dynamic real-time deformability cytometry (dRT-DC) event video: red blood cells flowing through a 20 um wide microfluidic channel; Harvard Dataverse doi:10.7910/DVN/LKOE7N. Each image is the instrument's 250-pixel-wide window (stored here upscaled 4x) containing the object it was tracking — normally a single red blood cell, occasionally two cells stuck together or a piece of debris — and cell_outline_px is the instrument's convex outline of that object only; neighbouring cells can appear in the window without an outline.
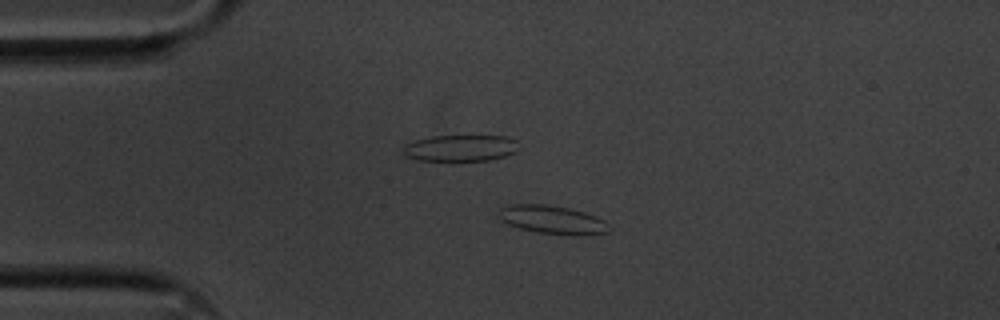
{"species": "common noctule bat (a hibernating species)", "species_latin": "Nyctalus noctula", "temperature_condition": "cold", "stored_images_in_passage": 55, "camera_frame_rate_fps": 3000, "um_per_image_px": 0.085, "animal": {"sex": "male", "body_mass_g": 20.1, "forearm_length_mm": 53.5}, "frame": {"image": 1, "passage_image": 12, "time_ms": 3.667, "image_size_px": [1000, 320], "cell_outline_px": [[612, 228], [608, 232], [580, 236], [572, 236], [536, 232], [520, 228], [508, 224], [500, 220], [500, 208], [508, 204], [544, 204], [568, 208], [584, 212], [596, 216], [604, 220]], "centroid_in_image_um": [46.99, 18.69], "position_along_channel_um": 38.0, "area_um2": 18.44}}
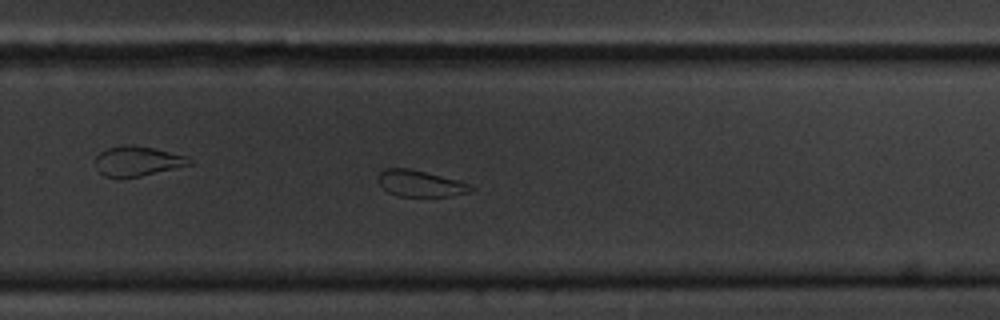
{"frame": {"image": 2, "passage_image": 36, "time_ms": 11.667, "image_size_px": [1000, 320], "cell_outline_px": [[476, 188], [472, 192], [448, 196], [400, 196], [388, 192], [380, 184], [380, 172], [384, 168], [412, 168], [472, 184]], "centroid_in_image_um": [35.79, 15.59], "position_along_channel_um": 294.0, "area_um2": 14.22}}
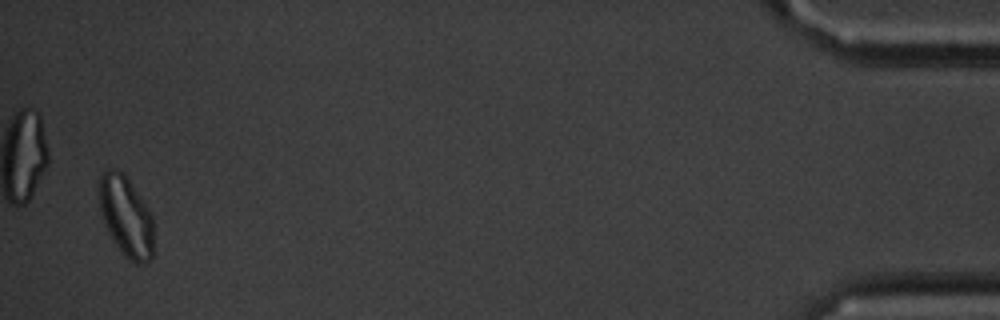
{"frame": {"image": 3, "passage_image": 54, "time_ms": 17.667, "image_size_px": [1000, 320], "cell_outline_px": [[152, 256], [144, 264], [136, 264], [128, 260], [120, 252], [104, 224], [100, 208], [100, 176], [108, 168], [116, 168], [124, 172], [148, 208], [152, 216]], "centroid_in_image_um": [10.71, 18.39], "position_along_channel_um": 424.5, "area_um2": 25.43}, "authors_computed_cell_mechanics": {"area_um2": 16.8776, "velocity_mm_per_s": 3.5735, "shape_relaxation_time_tau1_ms": 5.3159, "shape_relaxation_time_tau2_ms": 2.9539, "deformation_change_tau1": 0.1001, "deformation_change_tau2": 0.0782}}